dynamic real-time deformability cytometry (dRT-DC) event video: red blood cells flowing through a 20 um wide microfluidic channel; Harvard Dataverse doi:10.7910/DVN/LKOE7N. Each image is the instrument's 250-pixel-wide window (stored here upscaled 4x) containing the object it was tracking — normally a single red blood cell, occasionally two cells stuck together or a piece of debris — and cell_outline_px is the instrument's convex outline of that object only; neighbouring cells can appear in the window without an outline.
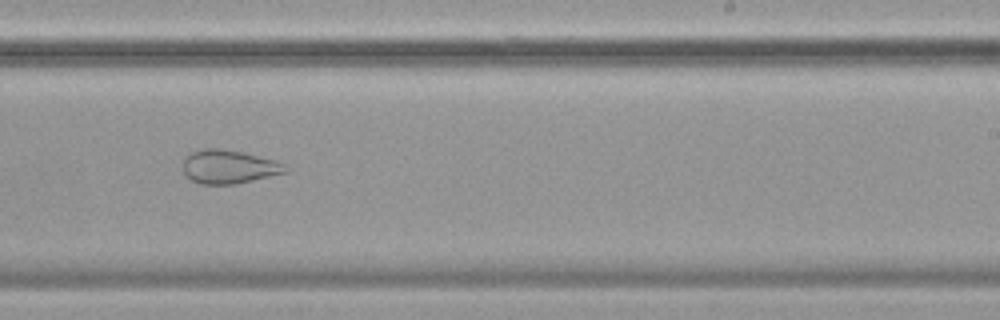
{"species": "common noctule bat (a hibernating species)", "species_latin": "Nyctalus noctula", "temperature_condition": "cold", "stored_images_in_passage": 57, "camera_frame_rate_fps": 3000, "um_per_image_px": 0.085, "animal": {"sex": "female", "body_mass_g": 19.9}, "frame": {"image": 1, "passage_image": 35, "time_ms": 11.333, "image_size_px": [1000, 320], "cell_outline_px": [[288, 172], [236, 184], [200, 184], [192, 180], [184, 172], [184, 156], [192, 152], [204, 148], [216, 148], [240, 152], [276, 160], [284, 164]], "centroid_in_image_um": [19.45, 14.18], "position_along_channel_um": 269.5, "area_um2": 19.88}}
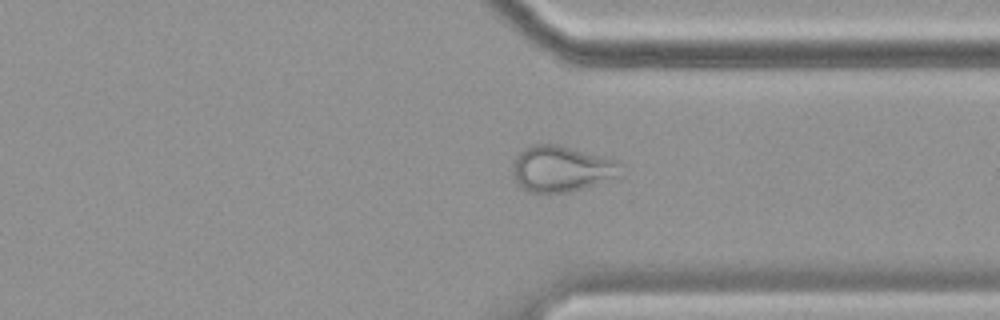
{"frame": {"image": 2, "passage_image": 43, "time_ms": 14.0, "image_size_px": [1000, 320], "cell_outline_px": [[624, 164], [620, 176], [584, 188], [568, 192], [528, 192], [516, 184], [512, 172], [516, 156], [524, 148], [532, 144], [556, 144], [572, 148], [616, 160]], "centroid_in_image_um": [47.73, 14.35], "position_along_channel_um": 363.7, "area_um2": 29.02}}
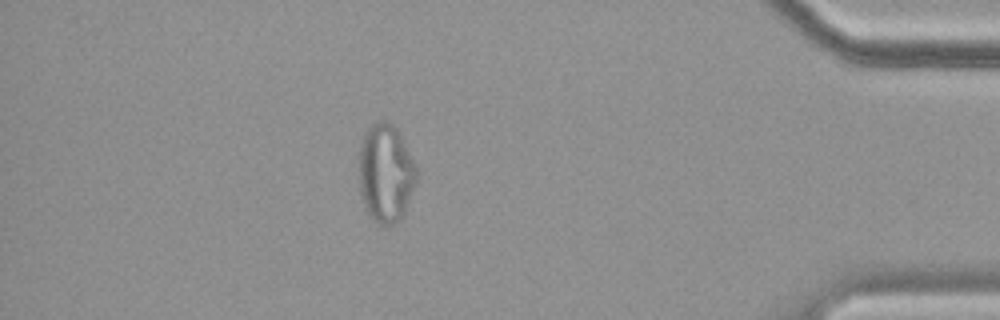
{"frame": {"image": 3, "passage_image": 50, "time_ms": 16.333, "image_size_px": [1000, 320], "cell_outline_px": [[416, 180], [404, 212], [400, 220], [392, 224], [380, 224], [372, 220], [368, 216], [360, 192], [360, 144], [368, 128], [376, 120], [384, 120], [392, 124], [400, 132], [416, 168]], "centroid_in_image_um": [32.77, 14.71], "position_along_channel_um": 402.4, "area_um2": 32.66}}